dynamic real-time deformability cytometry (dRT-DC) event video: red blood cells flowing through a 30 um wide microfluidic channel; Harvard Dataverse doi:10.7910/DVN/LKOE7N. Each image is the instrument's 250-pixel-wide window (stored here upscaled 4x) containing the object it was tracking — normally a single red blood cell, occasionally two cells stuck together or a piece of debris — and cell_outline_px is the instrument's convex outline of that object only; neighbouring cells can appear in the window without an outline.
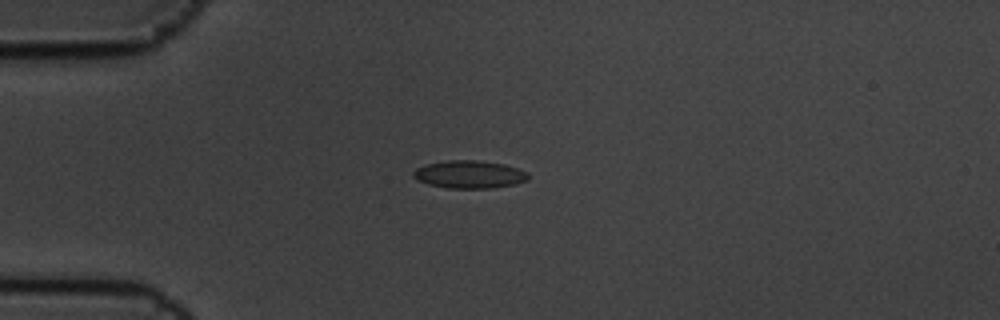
{"species": "common noctule bat (a hibernating species)", "species_latin": "Nyctalus noctula", "temperature_condition": "cold", "stored_images_in_passage": 2, "camera_frame_rate_fps": 3000, "um_per_image_px": 0.085, "animal": {"sex": "male", "body_mass_g": 19.5, "forearm_length_mm": 54.6}, "frame": {"image": 1, "passage_image": 1, "time_ms": 0.0, "image_size_px": [1000, 320], "cell_outline_px": [[528, 180], [516, 184], [492, 188], [448, 188], [428, 184], [416, 180], [412, 176], [412, 172], [416, 168], [424, 164], [448, 160], [476, 160], [504, 164], [528, 172]], "centroid_in_image_um": [39.87, 14.82], "position_along_channel_um": 45.1, "area_um2": 18.73}}